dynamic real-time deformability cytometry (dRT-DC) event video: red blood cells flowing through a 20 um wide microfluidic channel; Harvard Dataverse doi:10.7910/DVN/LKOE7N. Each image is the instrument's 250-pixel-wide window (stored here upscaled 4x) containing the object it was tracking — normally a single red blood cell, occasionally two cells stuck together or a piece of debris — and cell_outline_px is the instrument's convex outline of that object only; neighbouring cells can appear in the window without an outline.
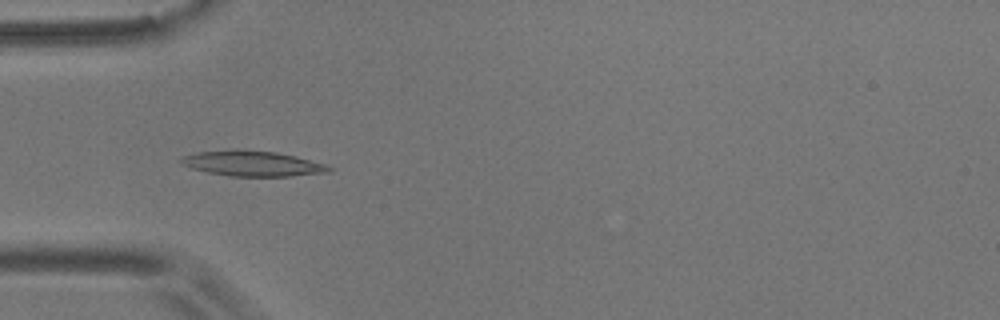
{"species": "common noctule bat (a hibernating species)", "species_latin": "Nyctalus noctula", "temperature_condition": "room temperature", "stored_images_in_passage": 54, "camera_frame_rate_fps": 3000, "um_per_image_px": 0.085, "animal": {"sex": "male", "body_mass_g": 17.9}, "frame": {"image": 1, "passage_image": 16, "time_ms": 5.0, "image_size_px": [1000, 320], "cell_outline_px": [[332, 172], [292, 176], [228, 176], [208, 172], [192, 168], [180, 164], [180, 160], [184, 156], [200, 152], [276, 152], [296, 156], [324, 164], [332, 168]], "centroid_in_image_um": [21.54, 13.95], "position_along_channel_um": 63.5, "area_um2": 20.81}}
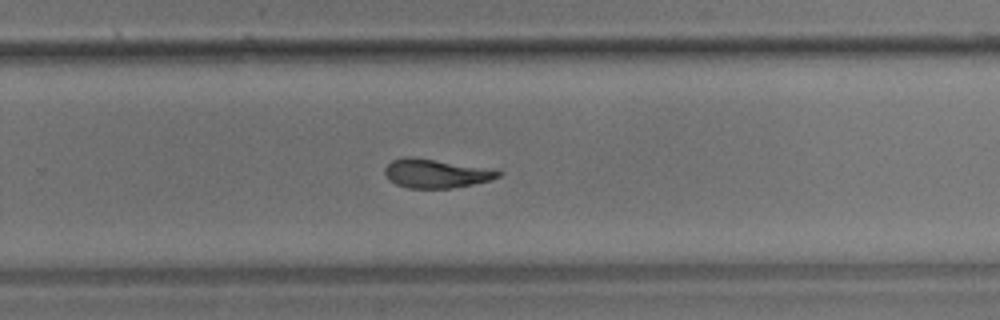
{"frame": {"image": 2, "passage_image": 35, "time_ms": 11.333, "image_size_px": [1000, 320], "cell_outline_px": [[504, 172], [500, 176], [488, 180], [472, 184], [452, 188], [408, 188], [396, 184], [388, 180], [384, 172], [384, 168], [392, 160], [404, 156], [412, 156], [496, 168]], "centroid_in_image_um": [37.08, 14.72], "position_along_channel_um": 292.7, "area_um2": 19.54}}
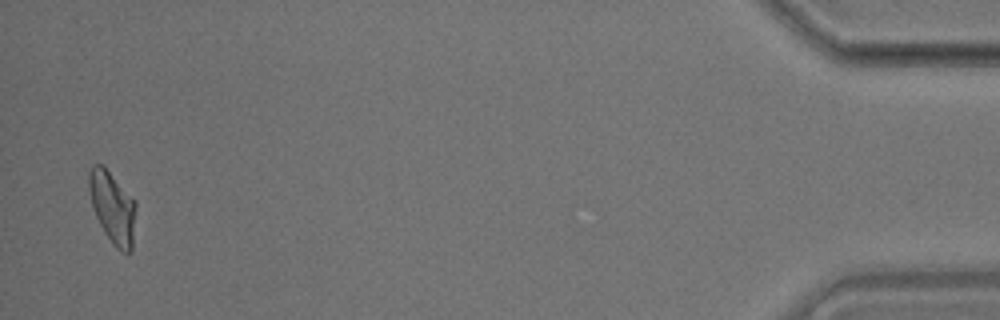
{"frame": {"image": 3, "passage_image": 53, "time_ms": 17.333, "image_size_px": [1000, 320], "cell_outline_px": [[136, 208], [132, 252], [120, 252], [112, 244], [104, 232], [96, 216], [92, 204], [88, 188], [88, 172], [92, 164], [100, 164], [136, 200]], "centroid_in_image_um": [9.58, 17.66], "position_along_channel_um": 425.6, "area_um2": 19.59}, "authors_computed_cell_mechanics": {"area_um2": 19.8254, "velocity_mm_per_s": 3.6397, "shape_relaxation_time_tau1_ms": null, "shape_relaxation_time_tau2_ms": 4.6446, "deformation_change_tau1": null, "deformation_change_tau2": 0.138}}